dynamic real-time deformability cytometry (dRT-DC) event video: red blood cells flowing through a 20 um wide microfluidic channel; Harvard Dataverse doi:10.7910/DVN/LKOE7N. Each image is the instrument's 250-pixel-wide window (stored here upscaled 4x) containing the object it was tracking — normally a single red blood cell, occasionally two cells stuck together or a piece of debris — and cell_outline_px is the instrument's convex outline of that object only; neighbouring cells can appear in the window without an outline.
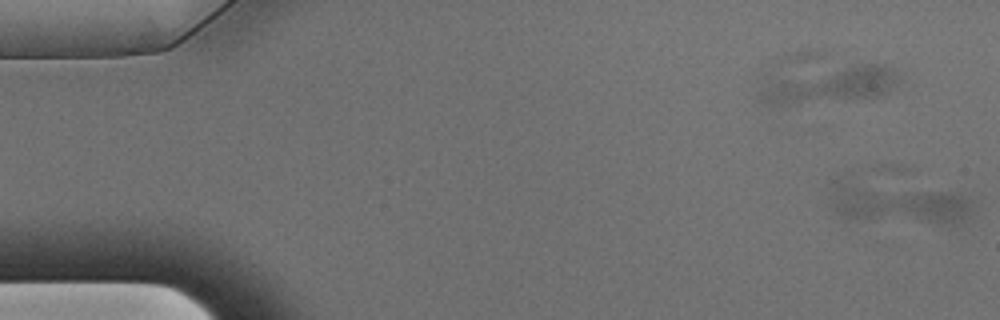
{"species": "Egyptian fruit bat (a non-hibernating species)", "species_latin": "Rousettus aegyptiacus", "temperature_condition": "warm", "stored_images_in_passage": 4, "camera_frame_rate_fps": 3000, "um_per_image_px": 0.085, "animal": {"sex": "male"}, "frame": {"image": 1, "passage_image": 4, "time_ms": 1.0, "image_size_px": [1000, 320], "cell_outline_px": [[976, 208], [972, 216], [960, 224], [944, 224], [844, 216], [832, 212], [832, 180], [840, 176], [948, 192], [964, 196], [972, 200]], "centroid_in_image_um": [76.35, 17.2], "position_along_channel_um": 8.6, "area_um2": 34.97}}